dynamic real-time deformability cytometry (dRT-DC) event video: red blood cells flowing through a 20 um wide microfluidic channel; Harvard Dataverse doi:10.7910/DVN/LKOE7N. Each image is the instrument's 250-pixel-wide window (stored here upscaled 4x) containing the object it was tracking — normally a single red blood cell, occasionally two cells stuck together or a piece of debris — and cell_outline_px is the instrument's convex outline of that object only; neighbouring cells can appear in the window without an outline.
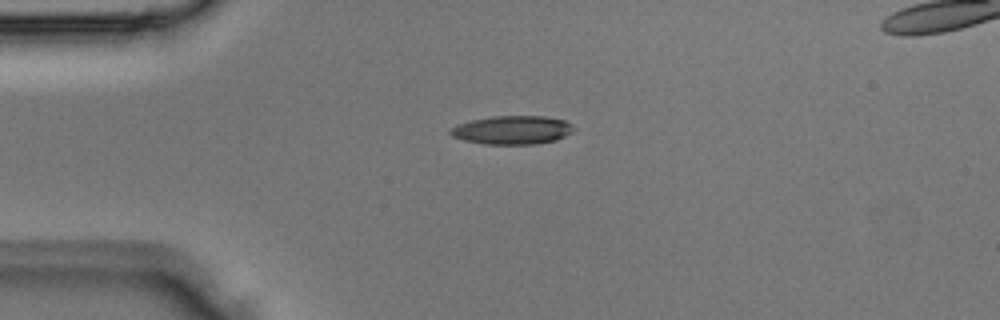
{"species": "Egyptian fruit bat (a non-hibernating species)", "species_latin": "Rousettus aegyptiacus", "temperature_condition": "room temperature", "stored_images_in_passage": 2, "camera_frame_rate_fps": 3000, "um_per_image_px": 0.085, "animal": {"sex": "male"}, "frame": {"image": 1, "passage_image": 1, "time_ms": 0.0, "image_size_px": [1000, 320], "cell_outline_px": [[572, 132], [556, 140], [536, 144], [488, 144], [464, 140], [452, 136], [448, 132], [452, 128], [460, 124], [472, 120], [492, 116], [544, 116], [564, 120], [572, 124]], "centroid_in_image_um": [43.56, 11.05], "position_along_channel_um": 41.4, "area_um2": 20.29}}